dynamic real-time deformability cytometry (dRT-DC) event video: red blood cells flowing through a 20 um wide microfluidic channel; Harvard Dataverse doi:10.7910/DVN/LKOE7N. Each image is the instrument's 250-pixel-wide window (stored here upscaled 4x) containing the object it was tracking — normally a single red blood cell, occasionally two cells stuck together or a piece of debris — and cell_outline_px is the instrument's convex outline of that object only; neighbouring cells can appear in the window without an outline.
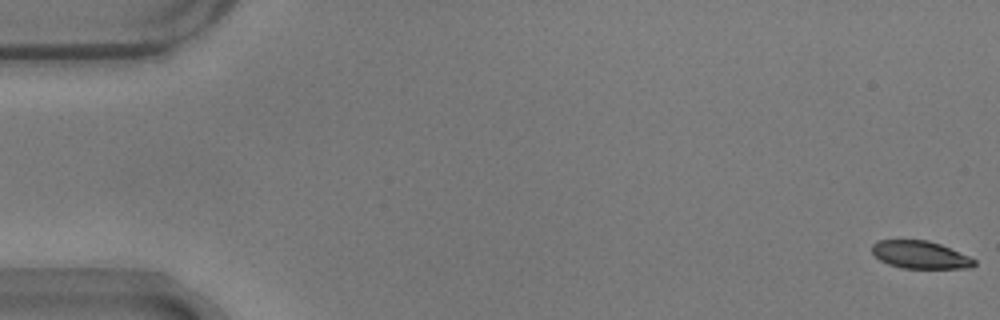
{"species": "common noctule bat (a hibernating species)", "species_latin": "Nyctalus noctula", "temperature_condition": "warm", "stored_images_in_passage": 55, "camera_frame_rate_fps": 3000, "um_per_image_px": 0.085, "animal": {"sex": "male", "body_mass_g": 17.9}, "frame": {"image": 1, "passage_image": 1, "time_ms": 0.0, "image_size_px": [1000, 320], "cell_outline_px": [[976, 264], [972, 268], [904, 268], [888, 264], [880, 260], [872, 252], [872, 244], [876, 240], [928, 240], [940, 244], [968, 256], [976, 260]], "centroid_in_image_um": [78.21, 21.65], "position_along_channel_um": 6.8, "area_um2": 16.42}}
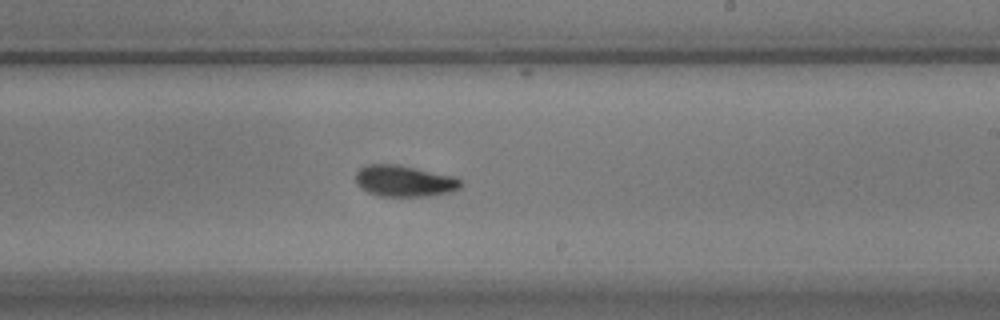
{"frame": {"image": 2, "passage_image": 33, "time_ms": 10.667, "image_size_px": [1000, 320], "cell_outline_px": [[464, 184], [460, 188], [448, 192], [428, 196], [380, 196], [368, 192], [356, 184], [356, 172], [364, 164], [400, 164], [452, 176], [464, 180]], "centroid_in_image_um": [34.37, 15.37], "position_along_channel_um": 254.6, "area_um2": 19.31}}
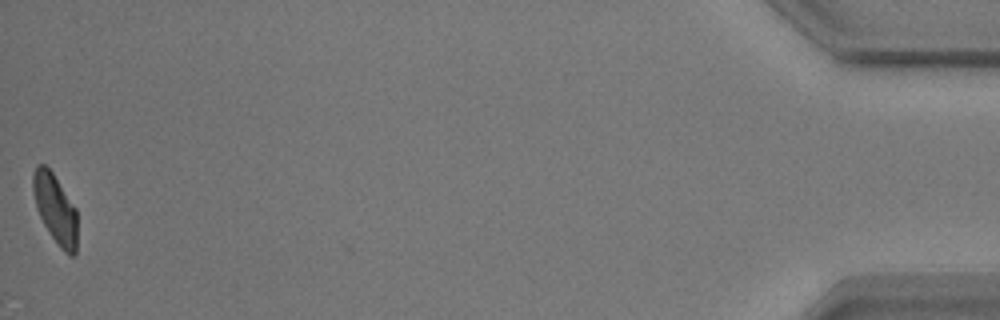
{"frame": {"image": 3, "passage_image": 55, "time_ms": 18.0, "image_size_px": [1000, 320], "cell_outline_px": [[76, 252], [72, 256], [68, 256], [60, 248], [44, 224], [36, 208], [32, 188], [32, 176], [36, 164], [44, 164], [52, 172], [76, 208]], "centroid_in_image_um": [4.68, 17.74], "position_along_channel_um": 430.5, "area_um2": 17.74}, "authors_computed_cell_mechanics": {"area_um2": 18.8428, "velocity_mm_per_s": 3.6965, "shape_relaxation_time_tau1_ms": 3.3842, "shape_relaxation_time_tau2_ms": 2.1379, "deformation_change_tau1": 0.1227, "deformation_change_tau2": 0.0745}}